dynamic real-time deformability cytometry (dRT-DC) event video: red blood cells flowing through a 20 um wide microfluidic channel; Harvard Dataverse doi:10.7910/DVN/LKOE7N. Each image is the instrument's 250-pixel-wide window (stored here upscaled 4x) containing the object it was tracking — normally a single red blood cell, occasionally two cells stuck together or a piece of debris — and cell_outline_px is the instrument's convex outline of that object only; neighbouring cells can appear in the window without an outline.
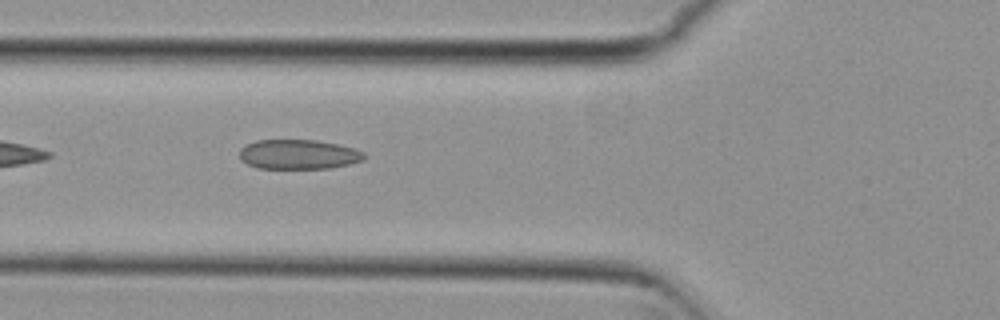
{"species": "common noctule bat (a hibernating species)", "species_latin": "Nyctalus noctula", "temperature_condition": "cold", "stored_images_in_passage": 32, "camera_frame_rate_fps": 3000, "um_per_image_px": 0.085, "animal": {"sex": "female", "body_mass_g": 29.2, "forearm_length_mm": 56.3}, "frame": {"image": 1, "passage_image": 3, "time_ms": 0.667, "image_size_px": [1000, 320], "cell_outline_px": [[368, 156], [364, 160], [348, 164], [328, 168], [256, 168], [240, 160], [240, 148], [244, 144], [256, 140], [316, 140], [356, 148], [364, 152]], "centroid_in_image_um": [25.37, 13.11], "position_along_channel_um": 100.4, "area_um2": 21.68}}
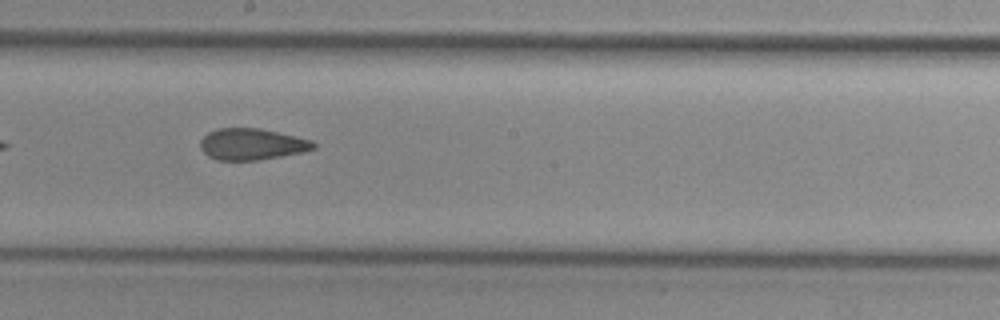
{"frame": {"image": 2, "passage_image": 13, "time_ms": 4.0, "image_size_px": [1000, 320], "cell_outline_px": [[316, 148], [304, 152], [256, 160], [216, 160], [208, 156], [200, 148], [200, 140], [208, 132], [216, 128], [260, 128], [312, 140], [316, 144]], "centroid_in_image_um": [21.39, 12.25], "position_along_channel_um": 226.8, "area_um2": 20.75}}
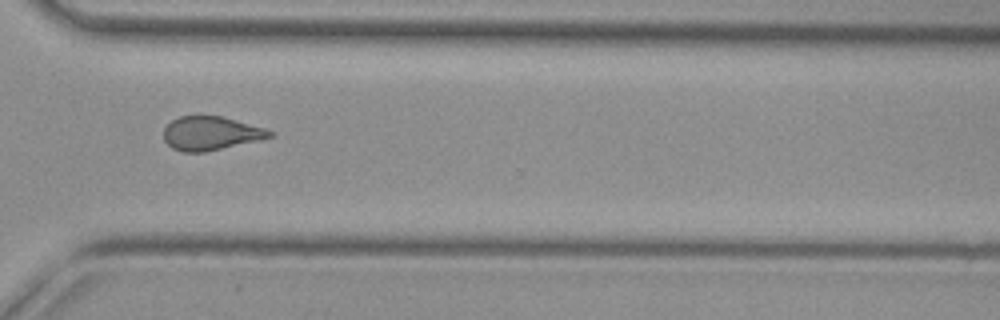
{"frame": {"image": 3, "passage_image": 23, "time_ms": 7.333, "image_size_px": [1000, 320], "cell_outline_px": [[276, 136], [260, 140], [204, 152], [184, 152], [172, 148], [164, 140], [164, 128], [172, 120], [180, 116], [220, 116], [264, 128], [276, 132]], "centroid_in_image_um": [17.94, 11.34], "position_along_channel_um": 352.7, "area_um2": 20.75}}